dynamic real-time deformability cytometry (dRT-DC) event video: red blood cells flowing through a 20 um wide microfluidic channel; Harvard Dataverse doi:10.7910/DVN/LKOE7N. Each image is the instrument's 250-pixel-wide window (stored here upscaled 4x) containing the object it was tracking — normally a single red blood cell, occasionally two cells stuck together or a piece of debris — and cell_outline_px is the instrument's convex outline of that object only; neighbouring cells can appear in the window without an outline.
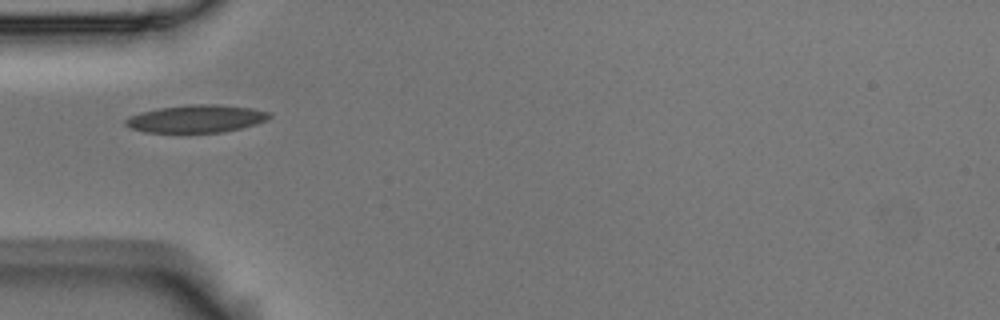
{"species": "Egyptian fruit bat (a non-hibernating species)", "species_latin": "Rousettus aegyptiacus", "temperature_condition": "room temperature", "stored_images_in_passage": 7, "camera_frame_rate_fps": 3000, "um_per_image_px": 0.085, "animal": {"sex": "male"}, "frame": {"image": 1, "passage_image": 6, "time_ms": 1.667, "image_size_px": [1000, 320], "cell_outline_px": [[272, 116], [268, 120], [256, 124], [224, 132], [144, 132], [128, 128], [124, 124], [124, 120], [140, 112], [160, 108], [188, 104], [216, 104], [252, 108], [268, 112]], "centroid_in_image_um": [16.68, 10.09], "position_along_channel_um": 68.3, "area_um2": 23.18}}
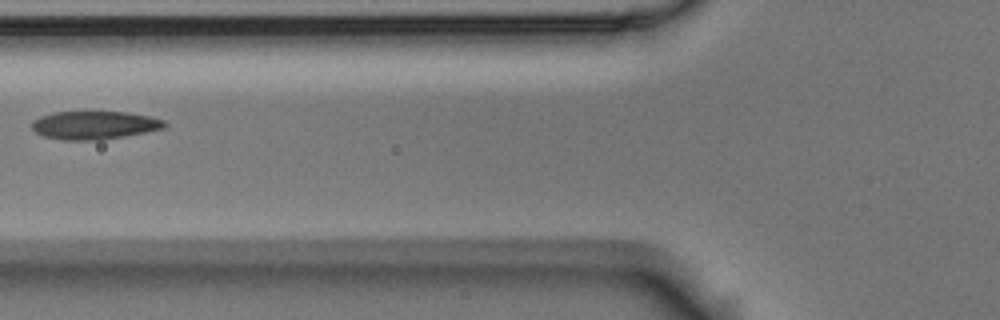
{"frame": {"image": 2, "passage_image": 7, "time_ms": 2.0, "image_size_px": [1000, 320], "cell_outline_px": [[168, 124], [164, 128], [124, 136], [100, 140], [64, 140], [44, 136], [36, 132], [32, 128], [32, 120], [40, 116], [52, 112], [124, 112], [148, 116], [164, 120]], "centroid_in_image_um": [8.0, 10.64], "position_along_channel_um": 117.8, "area_um2": 21.68}}